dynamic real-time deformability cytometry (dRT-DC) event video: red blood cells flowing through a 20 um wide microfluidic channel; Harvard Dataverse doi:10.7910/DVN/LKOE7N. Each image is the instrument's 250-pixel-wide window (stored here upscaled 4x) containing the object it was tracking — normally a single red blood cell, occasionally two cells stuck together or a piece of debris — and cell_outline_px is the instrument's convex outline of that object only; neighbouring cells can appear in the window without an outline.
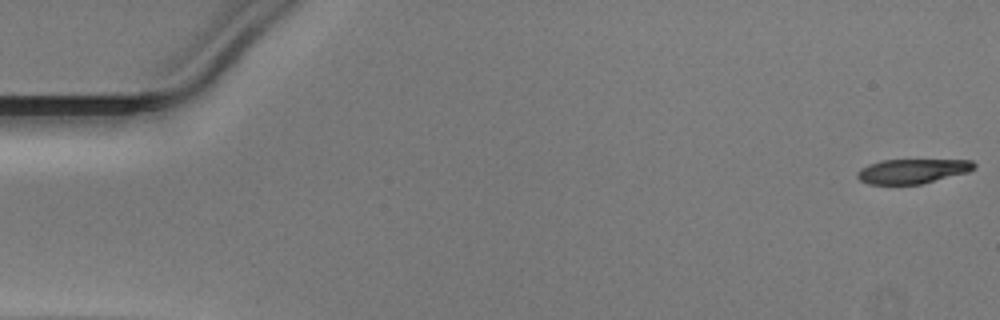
{"species": "Egyptian fruit bat (a non-hibernating species)", "species_latin": "Rousettus aegyptiacus", "temperature_condition": "warm", "stored_images_in_passage": 14, "camera_frame_rate_fps": 3000, "um_per_image_px": 0.085, "animal": {"sex": "male"}, "frame": {"image": 1, "passage_image": 1, "time_ms": 0.0, "image_size_px": [1000, 320], "cell_outline_px": [[976, 168], [968, 172], [920, 184], [868, 184], [860, 180], [856, 176], [856, 172], [860, 168], [868, 164], [880, 160], [972, 160], [976, 164]], "centroid_in_image_um": [77.53, 14.54], "position_along_channel_um": 7.5, "area_um2": 16.76}}
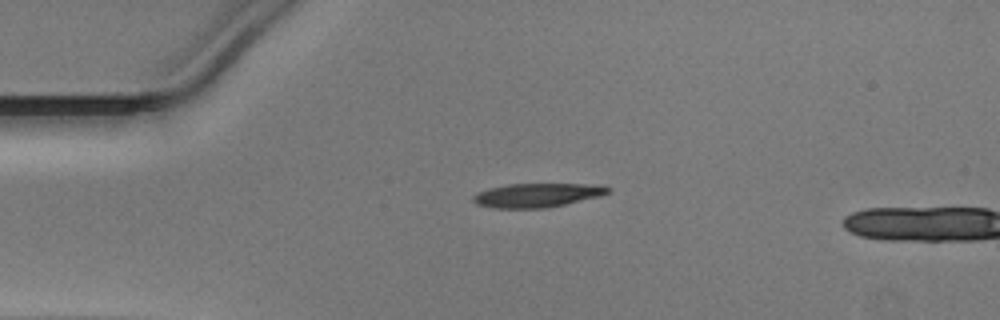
{"frame": {"image": 2, "passage_image": 12, "time_ms": 3.667, "image_size_px": [1000, 320], "cell_outline_px": [[612, 188], [608, 192], [600, 196], [548, 208], [492, 208], [476, 204], [472, 200], [472, 196], [476, 192], [488, 188], [508, 184], [604, 184]], "centroid_in_image_um": [45.65, 16.59], "position_along_channel_um": 39.4, "area_um2": 19.07}}